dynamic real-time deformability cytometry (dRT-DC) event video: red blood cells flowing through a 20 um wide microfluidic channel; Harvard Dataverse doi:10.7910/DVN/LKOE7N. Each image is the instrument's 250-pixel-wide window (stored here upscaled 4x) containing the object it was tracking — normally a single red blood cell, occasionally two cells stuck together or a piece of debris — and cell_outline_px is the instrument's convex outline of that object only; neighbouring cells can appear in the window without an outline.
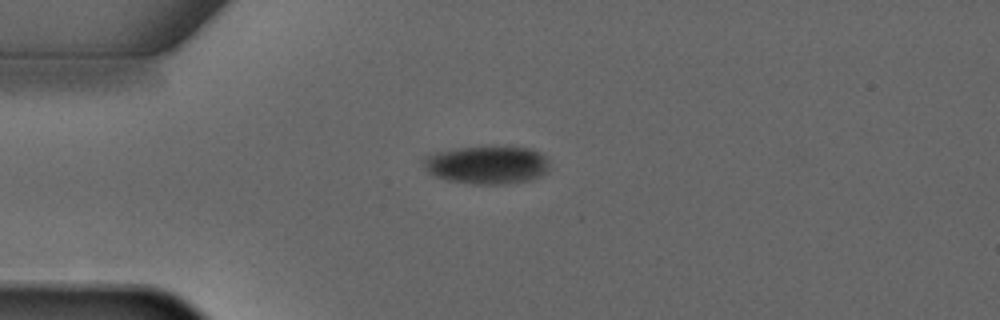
{"species": "common noctule bat (a hibernating species)", "species_latin": "Nyctalus noctula", "temperature_condition": "warm", "stored_images_in_passage": 1, "camera_frame_rate_fps": 3000, "um_per_image_px": 0.085, "animal": {"sex": "male", "forearm_length_mm": 52.5}, "frame": {"image": 1, "passage_image": 1, "time_ms": 0.0, "image_size_px": [1000, 320], "cell_outline_px": [[548, 172], [540, 176], [528, 180], [504, 184], [472, 184], [448, 180], [436, 176], [428, 172], [424, 168], [420, 160], [424, 156], [436, 152], [460, 148], [488, 144], [492, 144], [532, 148], [544, 156], [548, 160]], "centroid_in_image_um": [41.38, 13.97], "position_along_channel_um": 43.6, "area_um2": 28.73}}